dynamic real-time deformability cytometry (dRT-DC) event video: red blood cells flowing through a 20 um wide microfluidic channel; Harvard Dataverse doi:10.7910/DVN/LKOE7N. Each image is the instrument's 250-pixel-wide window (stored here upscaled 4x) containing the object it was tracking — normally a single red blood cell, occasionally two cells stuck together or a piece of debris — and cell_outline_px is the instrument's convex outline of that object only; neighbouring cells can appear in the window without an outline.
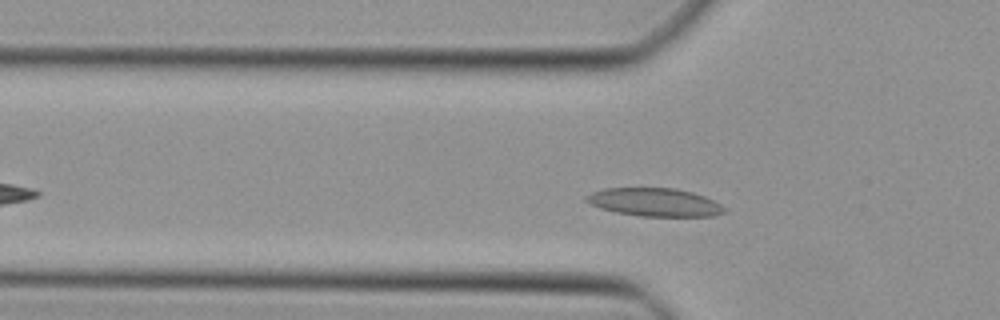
{"species": "Egyptian fruit bat (a non-hibernating species)", "species_latin": "Rousettus aegyptiacus", "temperature_condition": "cold", "stored_images_in_passage": 33, "camera_frame_rate_fps": 3000, "um_per_image_px": 0.085, "animal": {"sex": "female"}, "frame": {"image": 1, "passage_image": 7, "time_ms": 2.0, "image_size_px": [1000, 320], "cell_outline_px": [[724, 212], [712, 216], [640, 216], [616, 212], [600, 208], [584, 200], [584, 196], [592, 192], [604, 188], [676, 188], [692, 192], [704, 196], [720, 204], [724, 208]], "centroid_in_image_um": [55.6, 17.18], "position_along_channel_um": 70.2, "area_um2": 22.54}}
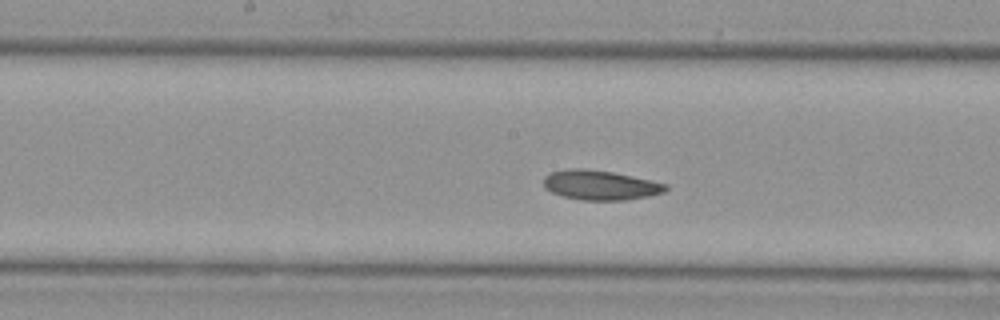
{"frame": {"image": 2, "passage_image": 16, "time_ms": 5.0, "image_size_px": [1000, 320], "cell_outline_px": [[668, 188], [664, 192], [648, 196], [624, 200], [580, 200], [564, 196], [552, 192], [544, 188], [544, 176], [552, 172], [568, 168], [584, 168], [612, 172], [652, 180], [668, 184]], "centroid_in_image_um": [51.03, 15.73], "position_along_channel_um": 197.2, "area_um2": 21.1}}
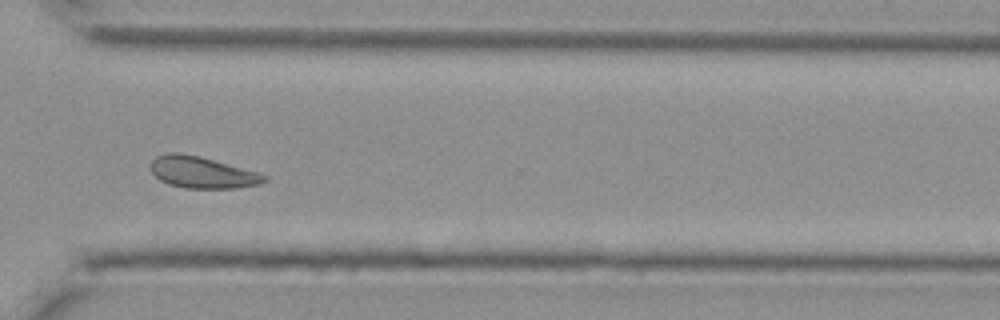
{"frame": {"image": 3, "passage_image": 27, "time_ms": 8.667, "image_size_px": [1000, 320], "cell_outline_px": [[268, 180], [260, 184], [236, 188], [184, 188], [168, 184], [160, 180], [148, 168], [152, 160], [156, 156], [168, 152], [176, 152], [200, 156], [260, 172], [268, 176]], "centroid_in_image_um": [17.19, 14.65], "position_along_channel_um": 353.4, "area_um2": 21.21}}